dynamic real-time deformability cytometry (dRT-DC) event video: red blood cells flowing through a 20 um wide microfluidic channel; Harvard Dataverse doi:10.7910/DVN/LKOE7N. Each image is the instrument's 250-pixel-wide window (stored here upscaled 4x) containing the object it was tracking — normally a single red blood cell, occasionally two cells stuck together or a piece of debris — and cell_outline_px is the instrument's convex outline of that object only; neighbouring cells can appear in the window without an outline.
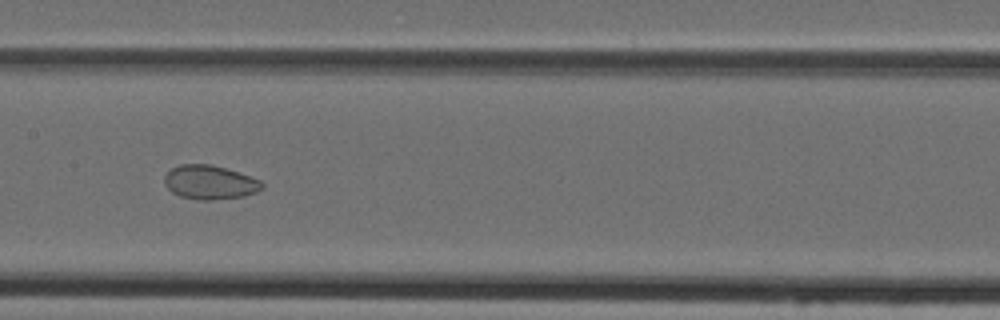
{"species": "Egyptian fruit bat (a non-hibernating species)", "species_latin": "Rousettus aegyptiacus", "temperature_condition": "cold", "stored_images_in_passage": 38, "camera_frame_rate_fps": 3000, "um_per_image_px": 0.085, "animal": {"sex": "female"}, "frame": {"image": 1, "passage_image": 13, "time_ms": 4.0, "image_size_px": [1000, 320], "cell_outline_px": [[264, 188], [256, 192], [244, 196], [212, 200], [200, 200], [180, 196], [172, 192], [164, 184], [164, 176], [172, 168], [180, 164], [212, 164], [260, 180], [264, 184]], "centroid_in_image_um": [17.82, 15.5], "position_along_channel_um": 189.6, "area_um2": 19.25}}
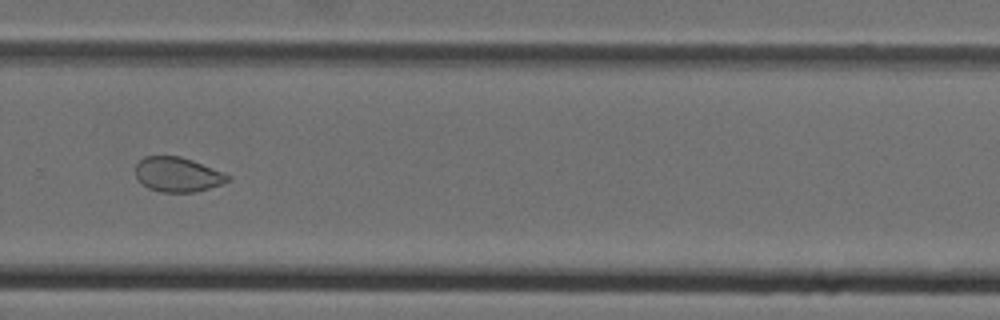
{"frame": {"image": 2, "passage_image": 22, "time_ms": 7.0, "image_size_px": [1000, 320], "cell_outline_px": [[232, 176], [228, 180], [220, 184], [196, 192], [160, 192], [148, 188], [136, 176], [136, 164], [144, 156], [180, 156], [192, 160], [224, 172]], "centroid_in_image_um": [15.1, 14.83], "position_along_channel_um": 314.7, "area_um2": 18.5}}
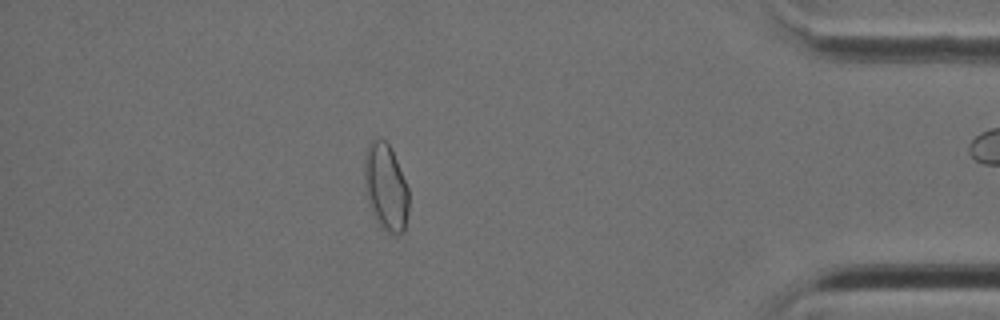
{"frame": {"image": 3, "passage_image": 31, "time_ms": 10.0, "image_size_px": [1000, 320], "cell_outline_px": [[408, 212], [404, 232], [388, 232], [380, 228], [368, 204], [364, 184], [364, 156], [368, 144], [372, 140], [380, 136], [388, 144], [396, 160], [408, 188]], "centroid_in_image_um": [32.76, 15.89], "position_along_channel_um": 402.4, "area_um2": 22.48}}